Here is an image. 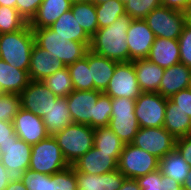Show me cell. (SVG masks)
I'll return each instance as SVG.
<instances>
[{
	"label": "cell",
	"instance_id": "1",
	"mask_svg": "<svg viewBox=\"0 0 191 190\" xmlns=\"http://www.w3.org/2000/svg\"><path fill=\"white\" fill-rule=\"evenodd\" d=\"M132 19L124 15L110 26L98 29L91 37L89 50L117 62H130L127 31Z\"/></svg>",
	"mask_w": 191,
	"mask_h": 190
},
{
	"label": "cell",
	"instance_id": "2",
	"mask_svg": "<svg viewBox=\"0 0 191 190\" xmlns=\"http://www.w3.org/2000/svg\"><path fill=\"white\" fill-rule=\"evenodd\" d=\"M34 44V33L28 23L18 31L0 34V59L17 69L29 71Z\"/></svg>",
	"mask_w": 191,
	"mask_h": 190
},
{
	"label": "cell",
	"instance_id": "3",
	"mask_svg": "<svg viewBox=\"0 0 191 190\" xmlns=\"http://www.w3.org/2000/svg\"><path fill=\"white\" fill-rule=\"evenodd\" d=\"M32 30L35 43L57 57L65 66L83 58L89 50V47L82 42L66 41V38L57 35L50 27Z\"/></svg>",
	"mask_w": 191,
	"mask_h": 190
},
{
	"label": "cell",
	"instance_id": "4",
	"mask_svg": "<svg viewBox=\"0 0 191 190\" xmlns=\"http://www.w3.org/2000/svg\"><path fill=\"white\" fill-rule=\"evenodd\" d=\"M53 136L64 159L71 166L93 147L94 129L86 124L72 123Z\"/></svg>",
	"mask_w": 191,
	"mask_h": 190
},
{
	"label": "cell",
	"instance_id": "5",
	"mask_svg": "<svg viewBox=\"0 0 191 190\" xmlns=\"http://www.w3.org/2000/svg\"><path fill=\"white\" fill-rule=\"evenodd\" d=\"M68 166L54 136L49 135L46 139L32 145L29 169L52 175Z\"/></svg>",
	"mask_w": 191,
	"mask_h": 190
},
{
	"label": "cell",
	"instance_id": "6",
	"mask_svg": "<svg viewBox=\"0 0 191 190\" xmlns=\"http://www.w3.org/2000/svg\"><path fill=\"white\" fill-rule=\"evenodd\" d=\"M135 100L126 97L112 98V113L108 126L125 143H131L139 131L135 116Z\"/></svg>",
	"mask_w": 191,
	"mask_h": 190
},
{
	"label": "cell",
	"instance_id": "7",
	"mask_svg": "<svg viewBox=\"0 0 191 190\" xmlns=\"http://www.w3.org/2000/svg\"><path fill=\"white\" fill-rule=\"evenodd\" d=\"M156 38L178 40L186 24V12L160 6L144 19Z\"/></svg>",
	"mask_w": 191,
	"mask_h": 190
},
{
	"label": "cell",
	"instance_id": "8",
	"mask_svg": "<svg viewBox=\"0 0 191 190\" xmlns=\"http://www.w3.org/2000/svg\"><path fill=\"white\" fill-rule=\"evenodd\" d=\"M160 159L147 151L125 144L118 161V170L130 179H136L159 169Z\"/></svg>",
	"mask_w": 191,
	"mask_h": 190
},
{
	"label": "cell",
	"instance_id": "9",
	"mask_svg": "<svg viewBox=\"0 0 191 190\" xmlns=\"http://www.w3.org/2000/svg\"><path fill=\"white\" fill-rule=\"evenodd\" d=\"M167 98L157 92H142L135 100V116L140 128L163 127Z\"/></svg>",
	"mask_w": 191,
	"mask_h": 190
},
{
	"label": "cell",
	"instance_id": "10",
	"mask_svg": "<svg viewBox=\"0 0 191 190\" xmlns=\"http://www.w3.org/2000/svg\"><path fill=\"white\" fill-rule=\"evenodd\" d=\"M131 144L162 159L175 150L176 138L164 127L139 128Z\"/></svg>",
	"mask_w": 191,
	"mask_h": 190
},
{
	"label": "cell",
	"instance_id": "11",
	"mask_svg": "<svg viewBox=\"0 0 191 190\" xmlns=\"http://www.w3.org/2000/svg\"><path fill=\"white\" fill-rule=\"evenodd\" d=\"M101 93L98 90H73L67 96L73 123L86 124L95 129L97 100Z\"/></svg>",
	"mask_w": 191,
	"mask_h": 190
},
{
	"label": "cell",
	"instance_id": "12",
	"mask_svg": "<svg viewBox=\"0 0 191 190\" xmlns=\"http://www.w3.org/2000/svg\"><path fill=\"white\" fill-rule=\"evenodd\" d=\"M111 98L126 97L136 99L141 93L133 62H120L116 65L106 90Z\"/></svg>",
	"mask_w": 191,
	"mask_h": 190
},
{
	"label": "cell",
	"instance_id": "13",
	"mask_svg": "<svg viewBox=\"0 0 191 190\" xmlns=\"http://www.w3.org/2000/svg\"><path fill=\"white\" fill-rule=\"evenodd\" d=\"M43 81L31 80L20 94L21 108L43 118L58 99Z\"/></svg>",
	"mask_w": 191,
	"mask_h": 190
},
{
	"label": "cell",
	"instance_id": "14",
	"mask_svg": "<svg viewBox=\"0 0 191 190\" xmlns=\"http://www.w3.org/2000/svg\"><path fill=\"white\" fill-rule=\"evenodd\" d=\"M121 153H105L94 146L71 166L81 173L100 175L118 169Z\"/></svg>",
	"mask_w": 191,
	"mask_h": 190
},
{
	"label": "cell",
	"instance_id": "15",
	"mask_svg": "<svg viewBox=\"0 0 191 190\" xmlns=\"http://www.w3.org/2000/svg\"><path fill=\"white\" fill-rule=\"evenodd\" d=\"M0 150L1 163L14 177H19L26 169H29L32 145L19 138L2 144Z\"/></svg>",
	"mask_w": 191,
	"mask_h": 190
},
{
	"label": "cell",
	"instance_id": "16",
	"mask_svg": "<svg viewBox=\"0 0 191 190\" xmlns=\"http://www.w3.org/2000/svg\"><path fill=\"white\" fill-rule=\"evenodd\" d=\"M155 38L144 19H132L126 39L130 61L147 58Z\"/></svg>",
	"mask_w": 191,
	"mask_h": 190
},
{
	"label": "cell",
	"instance_id": "17",
	"mask_svg": "<svg viewBox=\"0 0 191 190\" xmlns=\"http://www.w3.org/2000/svg\"><path fill=\"white\" fill-rule=\"evenodd\" d=\"M13 125L16 135L30 145L37 144L49 136L43 119L22 108L15 115Z\"/></svg>",
	"mask_w": 191,
	"mask_h": 190
},
{
	"label": "cell",
	"instance_id": "18",
	"mask_svg": "<svg viewBox=\"0 0 191 190\" xmlns=\"http://www.w3.org/2000/svg\"><path fill=\"white\" fill-rule=\"evenodd\" d=\"M65 67V64L57 57L52 56L48 51L42 49L36 43L34 44L31 51L28 71L30 80L43 81L46 77Z\"/></svg>",
	"mask_w": 191,
	"mask_h": 190
},
{
	"label": "cell",
	"instance_id": "19",
	"mask_svg": "<svg viewBox=\"0 0 191 190\" xmlns=\"http://www.w3.org/2000/svg\"><path fill=\"white\" fill-rule=\"evenodd\" d=\"M191 87V68L183 63L165 69L157 93L170 98L177 92Z\"/></svg>",
	"mask_w": 191,
	"mask_h": 190
},
{
	"label": "cell",
	"instance_id": "20",
	"mask_svg": "<svg viewBox=\"0 0 191 190\" xmlns=\"http://www.w3.org/2000/svg\"><path fill=\"white\" fill-rule=\"evenodd\" d=\"M75 177L78 190H119L126 179L118 169L100 175L75 170Z\"/></svg>",
	"mask_w": 191,
	"mask_h": 190
},
{
	"label": "cell",
	"instance_id": "21",
	"mask_svg": "<svg viewBox=\"0 0 191 190\" xmlns=\"http://www.w3.org/2000/svg\"><path fill=\"white\" fill-rule=\"evenodd\" d=\"M72 0H43L36 15L28 23L31 29L50 27L66 11L71 9Z\"/></svg>",
	"mask_w": 191,
	"mask_h": 190
},
{
	"label": "cell",
	"instance_id": "22",
	"mask_svg": "<svg viewBox=\"0 0 191 190\" xmlns=\"http://www.w3.org/2000/svg\"><path fill=\"white\" fill-rule=\"evenodd\" d=\"M147 59L164 69L180 63L178 40L155 38Z\"/></svg>",
	"mask_w": 191,
	"mask_h": 190
},
{
	"label": "cell",
	"instance_id": "23",
	"mask_svg": "<svg viewBox=\"0 0 191 190\" xmlns=\"http://www.w3.org/2000/svg\"><path fill=\"white\" fill-rule=\"evenodd\" d=\"M142 92H158L165 69L147 58L132 60Z\"/></svg>",
	"mask_w": 191,
	"mask_h": 190
},
{
	"label": "cell",
	"instance_id": "24",
	"mask_svg": "<svg viewBox=\"0 0 191 190\" xmlns=\"http://www.w3.org/2000/svg\"><path fill=\"white\" fill-rule=\"evenodd\" d=\"M118 63L88 50V66L91 68V80L94 82V90L101 92L106 90Z\"/></svg>",
	"mask_w": 191,
	"mask_h": 190
},
{
	"label": "cell",
	"instance_id": "25",
	"mask_svg": "<svg viewBox=\"0 0 191 190\" xmlns=\"http://www.w3.org/2000/svg\"><path fill=\"white\" fill-rule=\"evenodd\" d=\"M50 28L57 35L66 38V41L82 42L88 47L90 46L91 37L79 25L71 9L62 14Z\"/></svg>",
	"mask_w": 191,
	"mask_h": 190
},
{
	"label": "cell",
	"instance_id": "26",
	"mask_svg": "<svg viewBox=\"0 0 191 190\" xmlns=\"http://www.w3.org/2000/svg\"><path fill=\"white\" fill-rule=\"evenodd\" d=\"M30 81L28 71L17 69L0 59V93L21 94Z\"/></svg>",
	"mask_w": 191,
	"mask_h": 190
},
{
	"label": "cell",
	"instance_id": "27",
	"mask_svg": "<svg viewBox=\"0 0 191 190\" xmlns=\"http://www.w3.org/2000/svg\"><path fill=\"white\" fill-rule=\"evenodd\" d=\"M163 127L176 139L191 135V117L167 98Z\"/></svg>",
	"mask_w": 191,
	"mask_h": 190
},
{
	"label": "cell",
	"instance_id": "28",
	"mask_svg": "<svg viewBox=\"0 0 191 190\" xmlns=\"http://www.w3.org/2000/svg\"><path fill=\"white\" fill-rule=\"evenodd\" d=\"M42 119L47 133L52 136L66 126L71 125L73 122L67 104V97H59Z\"/></svg>",
	"mask_w": 191,
	"mask_h": 190
},
{
	"label": "cell",
	"instance_id": "29",
	"mask_svg": "<svg viewBox=\"0 0 191 190\" xmlns=\"http://www.w3.org/2000/svg\"><path fill=\"white\" fill-rule=\"evenodd\" d=\"M190 168L191 166L176 150L160 159L159 169L161 173L167 177L173 178L180 185L185 182Z\"/></svg>",
	"mask_w": 191,
	"mask_h": 190
},
{
	"label": "cell",
	"instance_id": "30",
	"mask_svg": "<svg viewBox=\"0 0 191 190\" xmlns=\"http://www.w3.org/2000/svg\"><path fill=\"white\" fill-rule=\"evenodd\" d=\"M71 11L83 30L92 37L98 30L95 4L91 1H75Z\"/></svg>",
	"mask_w": 191,
	"mask_h": 190
},
{
	"label": "cell",
	"instance_id": "31",
	"mask_svg": "<svg viewBox=\"0 0 191 190\" xmlns=\"http://www.w3.org/2000/svg\"><path fill=\"white\" fill-rule=\"evenodd\" d=\"M74 90H94L91 80V68L88 66V52L86 55L67 66Z\"/></svg>",
	"mask_w": 191,
	"mask_h": 190
},
{
	"label": "cell",
	"instance_id": "32",
	"mask_svg": "<svg viewBox=\"0 0 191 190\" xmlns=\"http://www.w3.org/2000/svg\"><path fill=\"white\" fill-rule=\"evenodd\" d=\"M125 143L109 126L94 129L93 146L105 153H121Z\"/></svg>",
	"mask_w": 191,
	"mask_h": 190
},
{
	"label": "cell",
	"instance_id": "33",
	"mask_svg": "<svg viewBox=\"0 0 191 190\" xmlns=\"http://www.w3.org/2000/svg\"><path fill=\"white\" fill-rule=\"evenodd\" d=\"M95 7L98 29L110 26L119 17L126 15L124 3L120 0H110Z\"/></svg>",
	"mask_w": 191,
	"mask_h": 190
},
{
	"label": "cell",
	"instance_id": "34",
	"mask_svg": "<svg viewBox=\"0 0 191 190\" xmlns=\"http://www.w3.org/2000/svg\"><path fill=\"white\" fill-rule=\"evenodd\" d=\"M43 83L57 97H67L74 90L67 66L46 77Z\"/></svg>",
	"mask_w": 191,
	"mask_h": 190
},
{
	"label": "cell",
	"instance_id": "35",
	"mask_svg": "<svg viewBox=\"0 0 191 190\" xmlns=\"http://www.w3.org/2000/svg\"><path fill=\"white\" fill-rule=\"evenodd\" d=\"M26 24L16 8L0 6V34L18 31Z\"/></svg>",
	"mask_w": 191,
	"mask_h": 190
},
{
	"label": "cell",
	"instance_id": "36",
	"mask_svg": "<svg viewBox=\"0 0 191 190\" xmlns=\"http://www.w3.org/2000/svg\"><path fill=\"white\" fill-rule=\"evenodd\" d=\"M126 15L131 19H145L154 9L162 6V0H128L124 3Z\"/></svg>",
	"mask_w": 191,
	"mask_h": 190
},
{
	"label": "cell",
	"instance_id": "37",
	"mask_svg": "<svg viewBox=\"0 0 191 190\" xmlns=\"http://www.w3.org/2000/svg\"><path fill=\"white\" fill-rule=\"evenodd\" d=\"M21 108L20 94L0 93V120L13 123Z\"/></svg>",
	"mask_w": 191,
	"mask_h": 190
},
{
	"label": "cell",
	"instance_id": "38",
	"mask_svg": "<svg viewBox=\"0 0 191 190\" xmlns=\"http://www.w3.org/2000/svg\"><path fill=\"white\" fill-rule=\"evenodd\" d=\"M50 190H78L75 169H66L50 175Z\"/></svg>",
	"mask_w": 191,
	"mask_h": 190
},
{
	"label": "cell",
	"instance_id": "39",
	"mask_svg": "<svg viewBox=\"0 0 191 190\" xmlns=\"http://www.w3.org/2000/svg\"><path fill=\"white\" fill-rule=\"evenodd\" d=\"M19 178L27 190H50V175L26 169Z\"/></svg>",
	"mask_w": 191,
	"mask_h": 190
},
{
	"label": "cell",
	"instance_id": "40",
	"mask_svg": "<svg viewBox=\"0 0 191 190\" xmlns=\"http://www.w3.org/2000/svg\"><path fill=\"white\" fill-rule=\"evenodd\" d=\"M111 105L112 98L102 92L97 100L95 128L108 126L112 113Z\"/></svg>",
	"mask_w": 191,
	"mask_h": 190
},
{
	"label": "cell",
	"instance_id": "41",
	"mask_svg": "<svg viewBox=\"0 0 191 190\" xmlns=\"http://www.w3.org/2000/svg\"><path fill=\"white\" fill-rule=\"evenodd\" d=\"M180 50V63L191 68V26L184 25L181 35L178 38Z\"/></svg>",
	"mask_w": 191,
	"mask_h": 190
},
{
	"label": "cell",
	"instance_id": "42",
	"mask_svg": "<svg viewBox=\"0 0 191 190\" xmlns=\"http://www.w3.org/2000/svg\"><path fill=\"white\" fill-rule=\"evenodd\" d=\"M43 0H17L16 9L19 14L29 23L36 15Z\"/></svg>",
	"mask_w": 191,
	"mask_h": 190
},
{
	"label": "cell",
	"instance_id": "43",
	"mask_svg": "<svg viewBox=\"0 0 191 190\" xmlns=\"http://www.w3.org/2000/svg\"><path fill=\"white\" fill-rule=\"evenodd\" d=\"M141 190H160L161 170L157 169L146 175L136 178Z\"/></svg>",
	"mask_w": 191,
	"mask_h": 190
},
{
	"label": "cell",
	"instance_id": "44",
	"mask_svg": "<svg viewBox=\"0 0 191 190\" xmlns=\"http://www.w3.org/2000/svg\"><path fill=\"white\" fill-rule=\"evenodd\" d=\"M180 110L191 117V87L183 89L169 98Z\"/></svg>",
	"mask_w": 191,
	"mask_h": 190
},
{
	"label": "cell",
	"instance_id": "45",
	"mask_svg": "<svg viewBox=\"0 0 191 190\" xmlns=\"http://www.w3.org/2000/svg\"><path fill=\"white\" fill-rule=\"evenodd\" d=\"M175 150L191 166V135L176 139Z\"/></svg>",
	"mask_w": 191,
	"mask_h": 190
},
{
	"label": "cell",
	"instance_id": "46",
	"mask_svg": "<svg viewBox=\"0 0 191 190\" xmlns=\"http://www.w3.org/2000/svg\"><path fill=\"white\" fill-rule=\"evenodd\" d=\"M19 137L14 131V125L11 122H3L0 120V146L11 140H18Z\"/></svg>",
	"mask_w": 191,
	"mask_h": 190
},
{
	"label": "cell",
	"instance_id": "47",
	"mask_svg": "<svg viewBox=\"0 0 191 190\" xmlns=\"http://www.w3.org/2000/svg\"><path fill=\"white\" fill-rule=\"evenodd\" d=\"M181 188L182 185H180L176 180L161 173L160 190H180Z\"/></svg>",
	"mask_w": 191,
	"mask_h": 190
},
{
	"label": "cell",
	"instance_id": "48",
	"mask_svg": "<svg viewBox=\"0 0 191 190\" xmlns=\"http://www.w3.org/2000/svg\"><path fill=\"white\" fill-rule=\"evenodd\" d=\"M189 0H162V6L187 12Z\"/></svg>",
	"mask_w": 191,
	"mask_h": 190
},
{
	"label": "cell",
	"instance_id": "49",
	"mask_svg": "<svg viewBox=\"0 0 191 190\" xmlns=\"http://www.w3.org/2000/svg\"><path fill=\"white\" fill-rule=\"evenodd\" d=\"M13 177L14 176L0 162V190H4Z\"/></svg>",
	"mask_w": 191,
	"mask_h": 190
},
{
	"label": "cell",
	"instance_id": "50",
	"mask_svg": "<svg viewBox=\"0 0 191 190\" xmlns=\"http://www.w3.org/2000/svg\"><path fill=\"white\" fill-rule=\"evenodd\" d=\"M4 190H27V188L19 177H13Z\"/></svg>",
	"mask_w": 191,
	"mask_h": 190
},
{
	"label": "cell",
	"instance_id": "51",
	"mask_svg": "<svg viewBox=\"0 0 191 190\" xmlns=\"http://www.w3.org/2000/svg\"><path fill=\"white\" fill-rule=\"evenodd\" d=\"M119 190H141L136 179L126 178Z\"/></svg>",
	"mask_w": 191,
	"mask_h": 190
},
{
	"label": "cell",
	"instance_id": "52",
	"mask_svg": "<svg viewBox=\"0 0 191 190\" xmlns=\"http://www.w3.org/2000/svg\"><path fill=\"white\" fill-rule=\"evenodd\" d=\"M17 0H0V6L16 8Z\"/></svg>",
	"mask_w": 191,
	"mask_h": 190
},
{
	"label": "cell",
	"instance_id": "53",
	"mask_svg": "<svg viewBox=\"0 0 191 190\" xmlns=\"http://www.w3.org/2000/svg\"><path fill=\"white\" fill-rule=\"evenodd\" d=\"M182 187L185 190H191V168H190L189 173L185 179V182L182 184Z\"/></svg>",
	"mask_w": 191,
	"mask_h": 190
},
{
	"label": "cell",
	"instance_id": "54",
	"mask_svg": "<svg viewBox=\"0 0 191 190\" xmlns=\"http://www.w3.org/2000/svg\"><path fill=\"white\" fill-rule=\"evenodd\" d=\"M186 23L191 26V12H186Z\"/></svg>",
	"mask_w": 191,
	"mask_h": 190
},
{
	"label": "cell",
	"instance_id": "55",
	"mask_svg": "<svg viewBox=\"0 0 191 190\" xmlns=\"http://www.w3.org/2000/svg\"><path fill=\"white\" fill-rule=\"evenodd\" d=\"M110 0H91V2H93L95 5H98V4H102L104 2H108Z\"/></svg>",
	"mask_w": 191,
	"mask_h": 190
},
{
	"label": "cell",
	"instance_id": "56",
	"mask_svg": "<svg viewBox=\"0 0 191 190\" xmlns=\"http://www.w3.org/2000/svg\"><path fill=\"white\" fill-rule=\"evenodd\" d=\"M187 12H191V0L188 2Z\"/></svg>",
	"mask_w": 191,
	"mask_h": 190
},
{
	"label": "cell",
	"instance_id": "57",
	"mask_svg": "<svg viewBox=\"0 0 191 190\" xmlns=\"http://www.w3.org/2000/svg\"><path fill=\"white\" fill-rule=\"evenodd\" d=\"M73 2H75V1H91V0H72Z\"/></svg>",
	"mask_w": 191,
	"mask_h": 190
},
{
	"label": "cell",
	"instance_id": "58",
	"mask_svg": "<svg viewBox=\"0 0 191 190\" xmlns=\"http://www.w3.org/2000/svg\"><path fill=\"white\" fill-rule=\"evenodd\" d=\"M1 160H2V152L0 150V162H1Z\"/></svg>",
	"mask_w": 191,
	"mask_h": 190
}]
</instances>
